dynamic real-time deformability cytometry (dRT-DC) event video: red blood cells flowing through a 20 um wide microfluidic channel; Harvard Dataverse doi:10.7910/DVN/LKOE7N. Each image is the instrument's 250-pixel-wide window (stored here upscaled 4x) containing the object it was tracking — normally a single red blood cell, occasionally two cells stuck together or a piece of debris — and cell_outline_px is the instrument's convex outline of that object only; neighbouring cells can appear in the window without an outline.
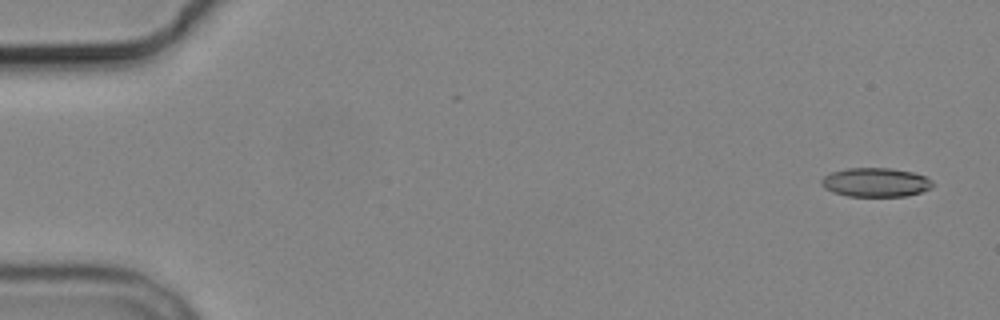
{"species": "common noctule bat (a hibernating species)", "species_latin": "Nyctalus noctula", "temperature_condition": "cold", "stored_images_in_passage": 4, "camera_frame_rate_fps": 3000, "um_per_image_px": 0.085, "animal": {"sex": "male", "body_mass_g": 19.2, "forearm_length_mm": 51.8}, "frame": {"image": 1, "passage_image": 1, "time_ms": 0.0, "image_size_px": [1000, 320], "cell_outline_px": [[932, 188], [920, 192], [904, 196], [848, 196], [832, 192], [824, 188], [820, 184], [820, 180], [824, 176], [832, 172], [848, 168], [892, 168], [912, 172], [924, 176], [932, 180]], "centroid_in_image_um": [74.4, 15.5], "position_along_channel_um": 10.6, "area_um2": 18.79}}